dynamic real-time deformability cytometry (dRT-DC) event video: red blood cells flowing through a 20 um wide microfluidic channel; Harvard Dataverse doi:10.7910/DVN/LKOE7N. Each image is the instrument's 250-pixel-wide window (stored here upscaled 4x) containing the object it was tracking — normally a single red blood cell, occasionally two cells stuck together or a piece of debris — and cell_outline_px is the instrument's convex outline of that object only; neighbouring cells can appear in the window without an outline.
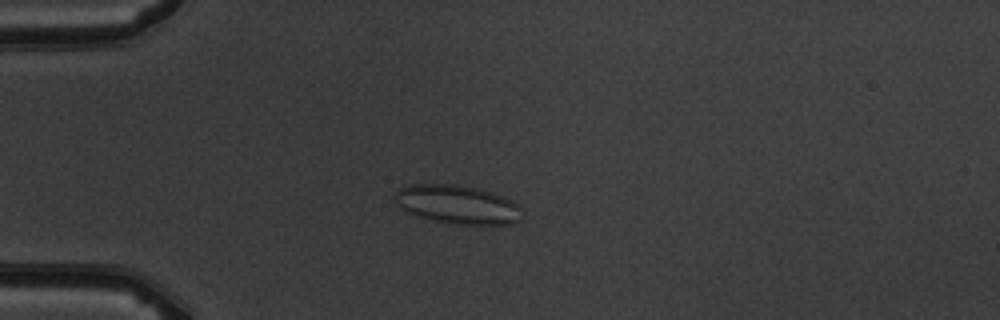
{"species": "common noctule bat (a hibernating species)", "species_latin": "Nyctalus noctula", "temperature_condition": "warm", "stored_images_in_passage": 8, "camera_frame_rate_fps": 3000, "um_per_image_px": 0.085, "animal": {"sex": "male", "body_mass_g": 19.5, "forearm_length_mm": 54.6}, "frame": {"image": 1, "passage_image": 5, "time_ms": 4.667, "image_size_px": [1000, 320], "cell_outline_px": [[520, 220], [512, 224], [456, 224], [432, 220], [416, 216], [404, 212], [396, 204], [392, 196], [400, 188], [408, 184], [456, 184], [476, 188], [512, 200], [520, 208]], "centroid_in_image_um": [38.79, 17.38], "position_along_channel_um": 46.2, "area_um2": 28.73}}
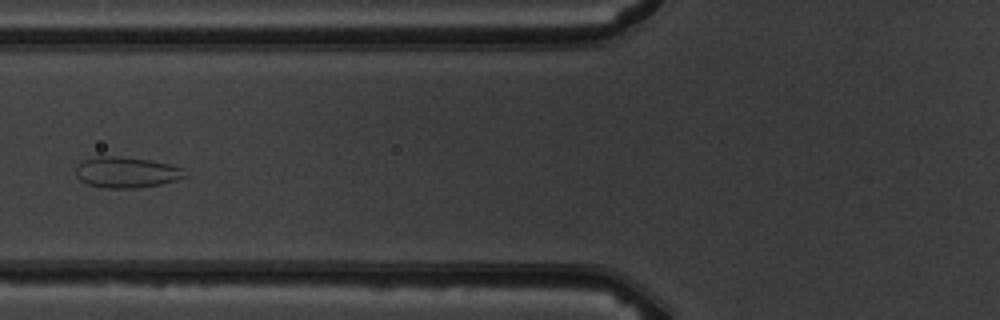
{"frame": {"image": 2, "passage_image": 7, "time_ms": 7.0, "image_size_px": [1000, 320], "cell_outline_px": [[188, 176], [176, 180], [160, 184], [136, 188], [108, 188], [88, 184], [80, 180], [76, 176], [76, 164], [80, 160], [96, 156], [120, 156], [148, 160], [168, 164], [184, 168]], "centroid_in_image_um": [10.72, 14.64], "position_along_channel_um": 115.1, "area_um2": 19.77}}